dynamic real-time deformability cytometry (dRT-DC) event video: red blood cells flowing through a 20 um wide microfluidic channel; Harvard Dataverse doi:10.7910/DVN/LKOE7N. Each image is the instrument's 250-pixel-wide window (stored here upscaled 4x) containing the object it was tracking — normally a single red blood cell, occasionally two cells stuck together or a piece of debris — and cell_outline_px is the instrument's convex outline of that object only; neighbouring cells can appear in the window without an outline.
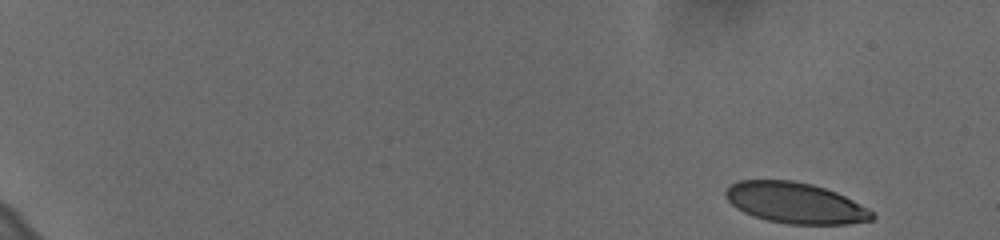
{"species": "human", "species_latin": "Homo sapiens", "temperature_condition": "cold", "stored_images_in_passage": 56, "camera_frame_rate_fps": 3000, "um_per_image_px": 0.085, "donor": {"sex": "female"}, "frame": {"image": 1, "passage_image": 1, "time_ms": 0.0, "image_size_px": [1000, 240], "cell_outline_px": [[876, 216], [872, 220], [848, 224], [788, 224], [768, 220], [752, 216], [736, 208], [724, 196], [724, 192], [732, 184], [740, 180], [792, 180], [812, 184], [836, 192], [852, 200], [872, 212]], "centroid_in_image_um": [67.57, 17.25], "position_along_channel_um": 17.4, "area_um2": 34.68}}
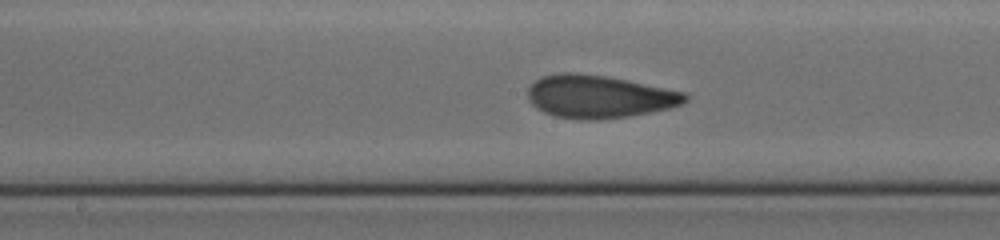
{"frame": {"image": 2, "passage_image": 31, "time_ms": 10.0, "image_size_px": [1000, 240], "cell_outline_px": [[688, 100], [684, 104], [672, 108], [628, 116], [600, 120], [580, 120], [556, 116], [544, 112], [536, 108], [528, 100], [528, 88], [540, 76], [560, 72], [576, 72], [604, 76], [628, 80], [688, 92]], "centroid_in_image_um": [50.95, 8.21], "position_along_channel_um": 197.2, "area_um2": 39.77}}
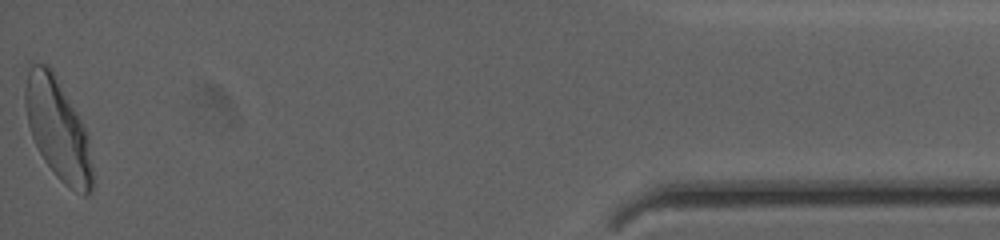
{"frame": {"image": 3, "passage_image": 56, "time_ms": 18.333, "image_size_px": [1000, 240], "cell_outline_px": [[92, 192], [88, 196], [84, 196], [76, 192], [64, 184], [56, 176], [44, 160], [32, 136], [28, 124], [24, 104], [24, 88], [28, 72], [32, 64], [44, 64], [52, 68], [76, 112], [84, 128], [88, 140], [92, 168]], "centroid_in_image_um": [4.9, 11.0], "position_along_channel_um": 430.3, "area_um2": 39.13}, "authors_computed_cell_mechanics": {"area_um2": 37.7434, "velocity_mm_per_s": 3.6059, "shape_relaxation_time_tau1_ms": 6.468, "shape_relaxation_time_tau2_ms": 1.0067, "deformation_change_tau1": 0.1961, "deformation_change_tau2": 0.0744}}